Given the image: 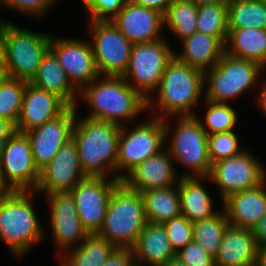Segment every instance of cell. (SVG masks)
Listing matches in <instances>:
<instances>
[{
	"mask_svg": "<svg viewBox=\"0 0 266 266\" xmlns=\"http://www.w3.org/2000/svg\"><path fill=\"white\" fill-rule=\"evenodd\" d=\"M104 77L101 80L99 75L79 92L80 98L88 102L92 110L86 118L123 126L122 122L148 110L147 100L123 77Z\"/></svg>",
	"mask_w": 266,
	"mask_h": 266,
	"instance_id": "6da1fadb",
	"label": "cell"
},
{
	"mask_svg": "<svg viewBox=\"0 0 266 266\" xmlns=\"http://www.w3.org/2000/svg\"><path fill=\"white\" fill-rule=\"evenodd\" d=\"M121 126L86 118L77 121L72 137L77 143L81 168L86 176L105 177L116 172Z\"/></svg>",
	"mask_w": 266,
	"mask_h": 266,
	"instance_id": "7a4b0ae2",
	"label": "cell"
},
{
	"mask_svg": "<svg viewBox=\"0 0 266 266\" xmlns=\"http://www.w3.org/2000/svg\"><path fill=\"white\" fill-rule=\"evenodd\" d=\"M32 193L34 192L0 193V239L17 257H22L30 247L40 243L44 236L42 224L30 198Z\"/></svg>",
	"mask_w": 266,
	"mask_h": 266,
	"instance_id": "3957f363",
	"label": "cell"
},
{
	"mask_svg": "<svg viewBox=\"0 0 266 266\" xmlns=\"http://www.w3.org/2000/svg\"><path fill=\"white\" fill-rule=\"evenodd\" d=\"M147 222L142 194L121 182L112 191L97 235L118 249H131Z\"/></svg>",
	"mask_w": 266,
	"mask_h": 266,
	"instance_id": "277c9868",
	"label": "cell"
},
{
	"mask_svg": "<svg viewBox=\"0 0 266 266\" xmlns=\"http://www.w3.org/2000/svg\"><path fill=\"white\" fill-rule=\"evenodd\" d=\"M204 84L203 71L179 61L174 56L165 68L157 89L156 101L159 105L155 107L160 112L154 117L167 119V116L195 115L192 110L202 96Z\"/></svg>",
	"mask_w": 266,
	"mask_h": 266,
	"instance_id": "5b68a950",
	"label": "cell"
},
{
	"mask_svg": "<svg viewBox=\"0 0 266 266\" xmlns=\"http://www.w3.org/2000/svg\"><path fill=\"white\" fill-rule=\"evenodd\" d=\"M9 78L28 83L34 78L42 57L50 49L53 35L33 32L0 20Z\"/></svg>",
	"mask_w": 266,
	"mask_h": 266,
	"instance_id": "8992f818",
	"label": "cell"
},
{
	"mask_svg": "<svg viewBox=\"0 0 266 266\" xmlns=\"http://www.w3.org/2000/svg\"><path fill=\"white\" fill-rule=\"evenodd\" d=\"M174 56L175 52L165 38L133 44L123 78L147 100V107L151 108L150 105L155 102L151 95L157 91L164 70Z\"/></svg>",
	"mask_w": 266,
	"mask_h": 266,
	"instance_id": "52a82bcc",
	"label": "cell"
},
{
	"mask_svg": "<svg viewBox=\"0 0 266 266\" xmlns=\"http://www.w3.org/2000/svg\"><path fill=\"white\" fill-rule=\"evenodd\" d=\"M170 123L165 119L150 118L139 124L131 131H126L125 126H121L118 141V157L116 161V178L122 180L136 166L141 164L150 156L163 151L167 140ZM127 132V133H126ZM125 174L118 173L124 170Z\"/></svg>",
	"mask_w": 266,
	"mask_h": 266,
	"instance_id": "ba28073f",
	"label": "cell"
},
{
	"mask_svg": "<svg viewBox=\"0 0 266 266\" xmlns=\"http://www.w3.org/2000/svg\"><path fill=\"white\" fill-rule=\"evenodd\" d=\"M207 71L204 72V82H208L205 100L228 103L251 88L265 70L254 61L224 53L216 65Z\"/></svg>",
	"mask_w": 266,
	"mask_h": 266,
	"instance_id": "9c48e42d",
	"label": "cell"
},
{
	"mask_svg": "<svg viewBox=\"0 0 266 266\" xmlns=\"http://www.w3.org/2000/svg\"><path fill=\"white\" fill-rule=\"evenodd\" d=\"M179 122L172 136L167 151L174 161L192 170V173H182L181 177H200L204 180L211 171L209 158L208 134L203 129L196 115L178 116Z\"/></svg>",
	"mask_w": 266,
	"mask_h": 266,
	"instance_id": "30bf717a",
	"label": "cell"
},
{
	"mask_svg": "<svg viewBox=\"0 0 266 266\" xmlns=\"http://www.w3.org/2000/svg\"><path fill=\"white\" fill-rule=\"evenodd\" d=\"M40 171L26 133H15L0 147V186L4 191H35Z\"/></svg>",
	"mask_w": 266,
	"mask_h": 266,
	"instance_id": "8fae6325",
	"label": "cell"
},
{
	"mask_svg": "<svg viewBox=\"0 0 266 266\" xmlns=\"http://www.w3.org/2000/svg\"><path fill=\"white\" fill-rule=\"evenodd\" d=\"M93 32V52L97 71L101 77L125 74L133 44L112 21L89 20Z\"/></svg>",
	"mask_w": 266,
	"mask_h": 266,
	"instance_id": "7c38bea8",
	"label": "cell"
},
{
	"mask_svg": "<svg viewBox=\"0 0 266 266\" xmlns=\"http://www.w3.org/2000/svg\"><path fill=\"white\" fill-rule=\"evenodd\" d=\"M206 179L213 181L220 188L224 201L234 193L262 184L266 180V169L245 149L236 156L212 164Z\"/></svg>",
	"mask_w": 266,
	"mask_h": 266,
	"instance_id": "4fadbf2b",
	"label": "cell"
},
{
	"mask_svg": "<svg viewBox=\"0 0 266 266\" xmlns=\"http://www.w3.org/2000/svg\"><path fill=\"white\" fill-rule=\"evenodd\" d=\"M114 175L110 180H107L108 177L87 176L70 191L80 222L89 234H97L100 230L112 191L121 183Z\"/></svg>",
	"mask_w": 266,
	"mask_h": 266,
	"instance_id": "5bb4252c",
	"label": "cell"
},
{
	"mask_svg": "<svg viewBox=\"0 0 266 266\" xmlns=\"http://www.w3.org/2000/svg\"><path fill=\"white\" fill-rule=\"evenodd\" d=\"M46 196L51 210V235L59 255L61 253L63 256L68 250L80 245L89 233L80 222L74 197L70 192H56Z\"/></svg>",
	"mask_w": 266,
	"mask_h": 266,
	"instance_id": "9a60e30c",
	"label": "cell"
},
{
	"mask_svg": "<svg viewBox=\"0 0 266 266\" xmlns=\"http://www.w3.org/2000/svg\"><path fill=\"white\" fill-rule=\"evenodd\" d=\"M87 177L80 165L77 143L73 137L62 146L50 163L40 170L35 191L46 195L56 192H70Z\"/></svg>",
	"mask_w": 266,
	"mask_h": 266,
	"instance_id": "2e32d148",
	"label": "cell"
},
{
	"mask_svg": "<svg viewBox=\"0 0 266 266\" xmlns=\"http://www.w3.org/2000/svg\"><path fill=\"white\" fill-rule=\"evenodd\" d=\"M50 50L79 92L99 76L90 42L81 39H57L53 36L50 40Z\"/></svg>",
	"mask_w": 266,
	"mask_h": 266,
	"instance_id": "e0dca14e",
	"label": "cell"
},
{
	"mask_svg": "<svg viewBox=\"0 0 266 266\" xmlns=\"http://www.w3.org/2000/svg\"><path fill=\"white\" fill-rule=\"evenodd\" d=\"M77 107H69L59 117L26 132L33 160L38 170L47 166L62 146L72 137Z\"/></svg>",
	"mask_w": 266,
	"mask_h": 266,
	"instance_id": "ac0fdd59",
	"label": "cell"
},
{
	"mask_svg": "<svg viewBox=\"0 0 266 266\" xmlns=\"http://www.w3.org/2000/svg\"><path fill=\"white\" fill-rule=\"evenodd\" d=\"M111 21L132 44L163 39L159 33L164 26L163 14L131 0H126L121 11Z\"/></svg>",
	"mask_w": 266,
	"mask_h": 266,
	"instance_id": "d6986e66",
	"label": "cell"
},
{
	"mask_svg": "<svg viewBox=\"0 0 266 266\" xmlns=\"http://www.w3.org/2000/svg\"><path fill=\"white\" fill-rule=\"evenodd\" d=\"M70 106L58 95L27 83L16 131L26 133L62 115Z\"/></svg>",
	"mask_w": 266,
	"mask_h": 266,
	"instance_id": "ffe728a7",
	"label": "cell"
},
{
	"mask_svg": "<svg viewBox=\"0 0 266 266\" xmlns=\"http://www.w3.org/2000/svg\"><path fill=\"white\" fill-rule=\"evenodd\" d=\"M173 158L164 149L156 155L150 156L131 170L121 180L129 189L142 193L144 191L162 187L178 185L181 177L177 178ZM178 180V182L176 181Z\"/></svg>",
	"mask_w": 266,
	"mask_h": 266,
	"instance_id": "44dd1931",
	"label": "cell"
},
{
	"mask_svg": "<svg viewBox=\"0 0 266 266\" xmlns=\"http://www.w3.org/2000/svg\"><path fill=\"white\" fill-rule=\"evenodd\" d=\"M259 250L252 229L228 225L219 251L214 258L215 266H256Z\"/></svg>",
	"mask_w": 266,
	"mask_h": 266,
	"instance_id": "7402d4cb",
	"label": "cell"
},
{
	"mask_svg": "<svg viewBox=\"0 0 266 266\" xmlns=\"http://www.w3.org/2000/svg\"><path fill=\"white\" fill-rule=\"evenodd\" d=\"M222 202L230 225L253 229L266 214V180L256 187L234 193Z\"/></svg>",
	"mask_w": 266,
	"mask_h": 266,
	"instance_id": "603a6c76",
	"label": "cell"
},
{
	"mask_svg": "<svg viewBox=\"0 0 266 266\" xmlns=\"http://www.w3.org/2000/svg\"><path fill=\"white\" fill-rule=\"evenodd\" d=\"M131 250L137 266H142L143 262L149 266H163L176 256L166 229L160 223L147 222Z\"/></svg>",
	"mask_w": 266,
	"mask_h": 266,
	"instance_id": "cb8c5ba5",
	"label": "cell"
},
{
	"mask_svg": "<svg viewBox=\"0 0 266 266\" xmlns=\"http://www.w3.org/2000/svg\"><path fill=\"white\" fill-rule=\"evenodd\" d=\"M30 84L58 95L70 107H77L76 94H79V91L71 84L58 58L50 49L42 57L37 73Z\"/></svg>",
	"mask_w": 266,
	"mask_h": 266,
	"instance_id": "d4e9b609",
	"label": "cell"
},
{
	"mask_svg": "<svg viewBox=\"0 0 266 266\" xmlns=\"http://www.w3.org/2000/svg\"><path fill=\"white\" fill-rule=\"evenodd\" d=\"M183 51L175 57L203 72L211 69L225 53V44L216 36L195 32L182 40Z\"/></svg>",
	"mask_w": 266,
	"mask_h": 266,
	"instance_id": "484cf974",
	"label": "cell"
},
{
	"mask_svg": "<svg viewBox=\"0 0 266 266\" xmlns=\"http://www.w3.org/2000/svg\"><path fill=\"white\" fill-rule=\"evenodd\" d=\"M225 53L266 67V29L228 28Z\"/></svg>",
	"mask_w": 266,
	"mask_h": 266,
	"instance_id": "4316f807",
	"label": "cell"
},
{
	"mask_svg": "<svg viewBox=\"0 0 266 266\" xmlns=\"http://www.w3.org/2000/svg\"><path fill=\"white\" fill-rule=\"evenodd\" d=\"M199 181L200 177H181L178 184L181 215L192 223L209 219L219 212L213 211L210 194Z\"/></svg>",
	"mask_w": 266,
	"mask_h": 266,
	"instance_id": "83f0119b",
	"label": "cell"
},
{
	"mask_svg": "<svg viewBox=\"0 0 266 266\" xmlns=\"http://www.w3.org/2000/svg\"><path fill=\"white\" fill-rule=\"evenodd\" d=\"M141 194L148 222L163 224L181 215L178 185L150 189Z\"/></svg>",
	"mask_w": 266,
	"mask_h": 266,
	"instance_id": "f1b7e54d",
	"label": "cell"
},
{
	"mask_svg": "<svg viewBox=\"0 0 266 266\" xmlns=\"http://www.w3.org/2000/svg\"><path fill=\"white\" fill-rule=\"evenodd\" d=\"M117 248L97 234H89L71 251L60 255L59 266H102Z\"/></svg>",
	"mask_w": 266,
	"mask_h": 266,
	"instance_id": "f546056e",
	"label": "cell"
},
{
	"mask_svg": "<svg viewBox=\"0 0 266 266\" xmlns=\"http://www.w3.org/2000/svg\"><path fill=\"white\" fill-rule=\"evenodd\" d=\"M266 29V3L261 0H229L228 28Z\"/></svg>",
	"mask_w": 266,
	"mask_h": 266,
	"instance_id": "4dcf8cb0",
	"label": "cell"
},
{
	"mask_svg": "<svg viewBox=\"0 0 266 266\" xmlns=\"http://www.w3.org/2000/svg\"><path fill=\"white\" fill-rule=\"evenodd\" d=\"M197 8L190 0H174L163 14L166 25L180 40L197 32Z\"/></svg>",
	"mask_w": 266,
	"mask_h": 266,
	"instance_id": "1f68e13d",
	"label": "cell"
},
{
	"mask_svg": "<svg viewBox=\"0 0 266 266\" xmlns=\"http://www.w3.org/2000/svg\"><path fill=\"white\" fill-rule=\"evenodd\" d=\"M228 225L225 210L209 219L196 221L193 223V240L215 258Z\"/></svg>",
	"mask_w": 266,
	"mask_h": 266,
	"instance_id": "d6a6232c",
	"label": "cell"
},
{
	"mask_svg": "<svg viewBox=\"0 0 266 266\" xmlns=\"http://www.w3.org/2000/svg\"><path fill=\"white\" fill-rule=\"evenodd\" d=\"M197 14V31L216 36L225 44L228 36V3L200 5Z\"/></svg>",
	"mask_w": 266,
	"mask_h": 266,
	"instance_id": "836d02e7",
	"label": "cell"
},
{
	"mask_svg": "<svg viewBox=\"0 0 266 266\" xmlns=\"http://www.w3.org/2000/svg\"><path fill=\"white\" fill-rule=\"evenodd\" d=\"M28 82L7 77L0 81V117L16 125Z\"/></svg>",
	"mask_w": 266,
	"mask_h": 266,
	"instance_id": "e575fe53",
	"label": "cell"
},
{
	"mask_svg": "<svg viewBox=\"0 0 266 266\" xmlns=\"http://www.w3.org/2000/svg\"><path fill=\"white\" fill-rule=\"evenodd\" d=\"M205 103L208 105L205 116L206 126L200 121L205 132L210 135L233 131L238 121L233 107L227 103H216L208 100H205Z\"/></svg>",
	"mask_w": 266,
	"mask_h": 266,
	"instance_id": "d590c367",
	"label": "cell"
},
{
	"mask_svg": "<svg viewBox=\"0 0 266 266\" xmlns=\"http://www.w3.org/2000/svg\"><path fill=\"white\" fill-rule=\"evenodd\" d=\"M208 149L212 164L236 156L245 150L239 146V140L234 131L208 135Z\"/></svg>",
	"mask_w": 266,
	"mask_h": 266,
	"instance_id": "8d00e7d4",
	"label": "cell"
},
{
	"mask_svg": "<svg viewBox=\"0 0 266 266\" xmlns=\"http://www.w3.org/2000/svg\"><path fill=\"white\" fill-rule=\"evenodd\" d=\"M171 248L177 253L187 244L193 241V223L185 216L167 220L163 223Z\"/></svg>",
	"mask_w": 266,
	"mask_h": 266,
	"instance_id": "74e56055",
	"label": "cell"
},
{
	"mask_svg": "<svg viewBox=\"0 0 266 266\" xmlns=\"http://www.w3.org/2000/svg\"><path fill=\"white\" fill-rule=\"evenodd\" d=\"M81 2L87 20L111 21L121 11L126 0H81Z\"/></svg>",
	"mask_w": 266,
	"mask_h": 266,
	"instance_id": "f35d334b",
	"label": "cell"
},
{
	"mask_svg": "<svg viewBox=\"0 0 266 266\" xmlns=\"http://www.w3.org/2000/svg\"><path fill=\"white\" fill-rule=\"evenodd\" d=\"M187 266H215L214 257L207 253L194 240L176 253Z\"/></svg>",
	"mask_w": 266,
	"mask_h": 266,
	"instance_id": "ab89813d",
	"label": "cell"
},
{
	"mask_svg": "<svg viewBox=\"0 0 266 266\" xmlns=\"http://www.w3.org/2000/svg\"><path fill=\"white\" fill-rule=\"evenodd\" d=\"M58 0H0L2 5L11 8L14 11L32 14L33 16H42Z\"/></svg>",
	"mask_w": 266,
	"mask_h": 266,
	"instance_id": "60d3db41",
	"label": "cell"
},
{
	"mask_svg": "<svg viewBox=\"0 0 266 266\" xmlns=\"http://www.w3.org/2000/svg\"><path fill=\"white\" fill-rule=\"evenodd\" d=\"M102 266H136L131 249H116Z\"/></svg>",
	"mask_w": 266,
	"mask_h": 266,
	"instance_id": "b9f144b4",
	"label": "cell"
},
{
	"mask_svg": "<svg viewBox=\"0 0 266 266\" xmlns=\"http://www.w3.org/2000/svg\"><path fill=\"white\" fill-rule=\"evenodd\" d=\"M252 233L262 254H266V214L253 227Z\"/></svg>",
	"mask_w": 266,
	"mask_h": 266,
	"instance_id": "7bdbcfd3",
	"label": "cell"
},
{
	"mask_svg": "<svg viewBox=\"0 0 266 266\" xmlns=\"http://www.w3.org/2000/svg\"><path fill=\"white\" fill-rule=\"evenodd\" d=\"M137 5L155 9L164 14L174 0H131Z\"/></svg>",
	"mask_w": 266,
	"mask_h": 266,
	"instance_id": "ee69618b",
	"label": "cell"
},
{
	"mask_svg": "<svg viewBox=\"0 0 266 266\" xmlns=\"http://www.w3.org/2000/svg\"><path fill=\"white\" fill-rule=\"evenodd\" d=\"M15 125L0 117V147L15 133Z\"/></svg>",
	"mask_w": 266,
	"mask_h": 266,
	"instance_id": "f6af8a7d",
	"label": "cell"
},
{
	"mask_svg": "<svg viewBox=\"0 0 266 266\" xmlns=\"http://www.w3.org/2000/svg\"><path fill=\"white\" fill-rule=\"evenodd\" d=\"M8 77L6 56H5V46L3 42V37L0 30V81Z\"/></svg>",
	"mask_w": 266,
	"mask_h": 266,
	"instance_id": "bcb514c9",
	"label": "cell"
},
{
	"mask_svg": "<svg viewBox=\"0 0 266 266\" xmlns=\"http://www.w3.org/2000/svg\"><path fill=\"white\" fill-rule=\"evenodd\" d=\"M261 91L258 94V105L261 108L262 112L266 115V81H263L260 85Z\"/></svg>",
	"mask_w": 266,
	"mask_h": 266,
	"instance_id": "7dc6e473",
	"label": "cell"
},
{
	"mask_svg": "<svg viewBox=\"0 0 266 266\" xmlns=\"http://www.w3.org/2000/svg\"><path fill=\"white\" fill-rule=\"evenodd\" d=\"M197 6L204 4H215V3H229V0H190Z\"/></svg>",
	"mask_w": 266,
	"mask_h": 266,
	"instance_id": "c3c4849f",
	"label": "cell"
},
{
	"mask_svg": "<svg viewBox=\"0 0 266 266\" xmlns=\"http://www.w3.org/2000/svg\"><path fill=\"white\" fill-rule=\"evenodd\" d=\"M163 266H187L185 263H183L179 258L176 256L170 259L165 265Z\"/></svg>",
	"mask_w": 266,
	"mask_h": 266,
	"instance_id": "681fc988",
	"label": "cell"
},
{
	"mask_svg": "<svg viewBox=\"0 0 266 266\" xmlns=\"http://www.w3.org/2000/svg\"><path fill=\"white\" fill-rule=\"evenodd\" d=\"M256 266H266V254H261Z\"/></svg>",
	"mask_w": 266,
	"mask_h": 266,
	"instance_id": "f907efd6",
	"label": "cell"
},
{
	"mask_svg": "<svg viewBox=\"0 0 266 266\" xmlns=\"http://www.w3.org/2000/svg\"><path fill=\"white\" fill-rule=\"evenodd\" d=\"M4 190L1 188V186H0V193H2Z\"/></svg>",
	"mask_w": 266,
	"mask_h": 266,
	"instance_id": "816d5d0a",
	"label": "cell"
}]
</instances>
